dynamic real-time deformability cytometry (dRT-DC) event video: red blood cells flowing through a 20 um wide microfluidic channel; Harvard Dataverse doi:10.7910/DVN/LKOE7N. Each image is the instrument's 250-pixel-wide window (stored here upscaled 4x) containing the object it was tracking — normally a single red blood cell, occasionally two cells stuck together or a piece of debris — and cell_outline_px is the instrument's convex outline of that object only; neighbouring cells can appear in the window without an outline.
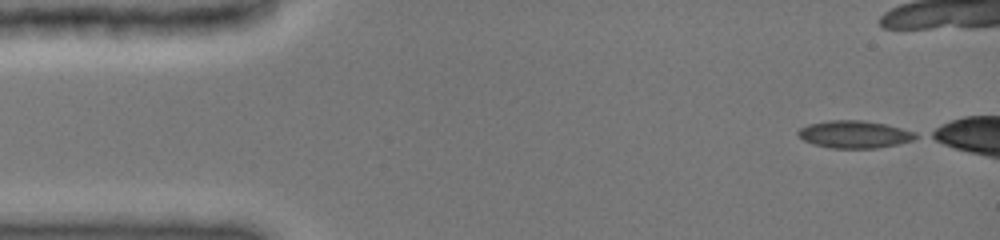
{"species": "common noctule bat (a hibernating species)", "species_latin": "Nyctalus noctula", "temperature_condition": "cold", "stored_images_in_passage": 60, "camera_frame_rate_fps": 3000, "um_per_image_px": 0.085, "animal": {"sex": "female", "body_mass_g": 19.0, "forearm_length_mm": 51.5}, "frame": {"image": 1, "passage_image": 1, "time_ms": 0.0, "image_size_px": [1000, 240], "cell_outline_px": [[920, 136], [912, 140], [896, 144], [876, 148], [828, 148], [812, 144], [804, 140], [796, 132], [800, 128], [808, 124], [828, 120], [864, 120], [884, 124], [916, 132]], "centroid_in_image_um": [72.61, 11.42], "position_along_channel_um": 12.4, "area_um2": 18.79}}
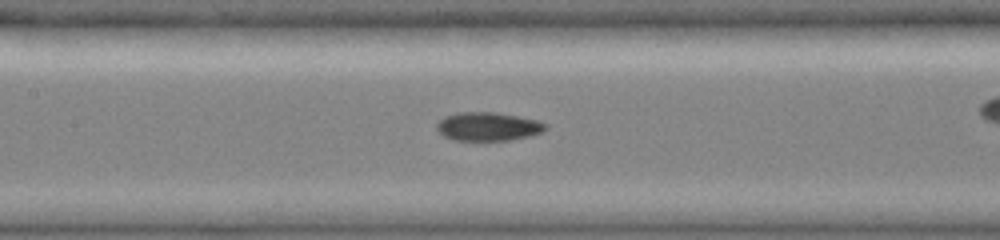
{"frame": {"image": 2, "passage_image": 26, "time_ms": 6.333, "image_size_px": [1000, 240], "cell_outline_px": [[548, 128], [540, 132], [528, 136], [512, 140], [452, 140], [444, 136], [436, 128], [436, 124], [444, 116], [460, 112], [496, 112], [536, 120], [548, 124]], "centroid_in_image_um": [41.47, 10.75], "position_along_channel_um": 165.9, "area_um2": 18.03}}
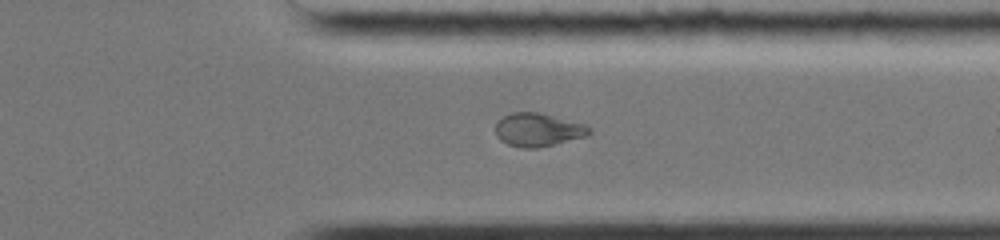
{"frame": {"image": 3, "passage_image": 54, "time_ms": 11.333, "image_size_px": [1000, 240], "cell_outline_px": [[592, 132], [588, 136], [536, 148], [524, 148], [508, 144], [500, 140], [496, 136], [496, 124], [504, 116], [512, 112], [540, 112], [584, 124], [592, 128]], "centroid_in_image_um": [45.76, 11.03], "position_along_channel_um": 365.6, "area_um2": 18.15}}